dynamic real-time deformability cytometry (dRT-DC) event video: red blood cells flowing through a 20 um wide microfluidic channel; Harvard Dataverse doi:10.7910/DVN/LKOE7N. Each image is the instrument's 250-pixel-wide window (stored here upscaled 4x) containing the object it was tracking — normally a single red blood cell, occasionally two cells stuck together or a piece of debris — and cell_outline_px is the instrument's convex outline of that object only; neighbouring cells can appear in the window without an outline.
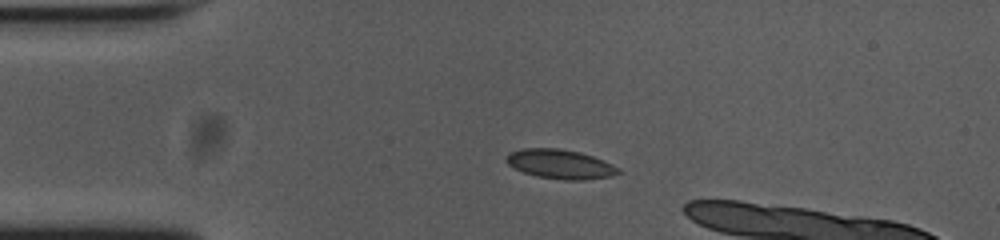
{"species": "common noctule bat (a hibernating species)", "species_latin": "Nyctalus noctula", "temperature_condition": "cold", "stored_images_in_passage": 33, "camera_frame_rate_fps": 3000, "um_per_image_px": 0.085, "animal": {"sex": "female", "body_mass_g": 23.0, "forearm_length_mm": 53.4}, "frame": {"image": 1, "passage_image": 1, "time_ms": 0.0, "image_size_px": [1000, 240], "cell_outline_px": [[624, 172], [612, 176], [584, 180], [564, 180], [536, 176], [524, 172], [508, 164], [504, 160], [512, 152], [524, 148], [556, 148], [580, 152], [604, 160], [620, 168]], "centroid_in_image_um": [47.69, 13.96], "position_along_channel_um": 37.3, "area_um2": 19.13}}
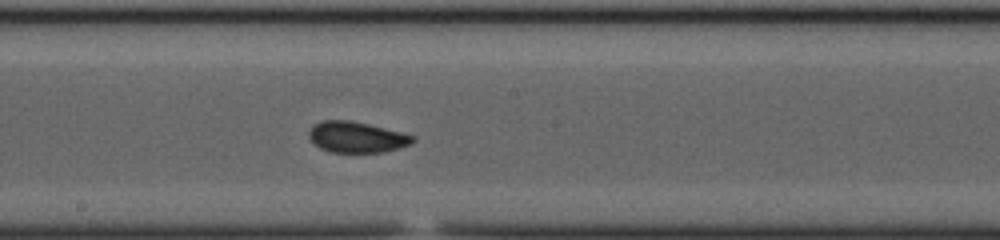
{"frame": {"image": 2, "passage_image": 18, "time_ms": 5.667, "image_size_px": [1000, 240], "cell_outline_px": [[416, 140], [412, 144], [400, 148], [380, 152], [332, 152], [320, 148], [308, 136], [308, 132], [312, 124], [324, 120], [352, 120], [416, 136]], "centroid_in_image_um": [30.32, 11.65], "position_along_channel_um": 217.9, "area_um2": 18.73}}
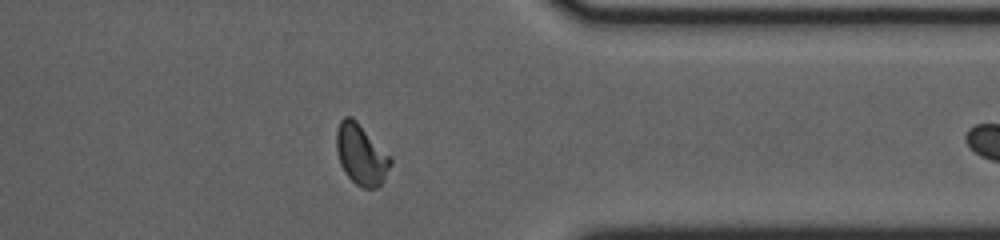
{"frame": {"image": 3, "passage_image": 32, "time_ms": 10.333, "image_size_px": [1000, 240], "cell_outline_px": [[392, 164], [384, 180], [376, 188], [364, 188], [356, 184], [344, 172], [340, 164], [336, 148], [336, 132], [340, 120], [344, 116], [352, 116], [392, 156]], "centroid_in_image_um": [30.71, 13.12], "position_along_channel_um": 380.7, "area_um2": 19.36}}